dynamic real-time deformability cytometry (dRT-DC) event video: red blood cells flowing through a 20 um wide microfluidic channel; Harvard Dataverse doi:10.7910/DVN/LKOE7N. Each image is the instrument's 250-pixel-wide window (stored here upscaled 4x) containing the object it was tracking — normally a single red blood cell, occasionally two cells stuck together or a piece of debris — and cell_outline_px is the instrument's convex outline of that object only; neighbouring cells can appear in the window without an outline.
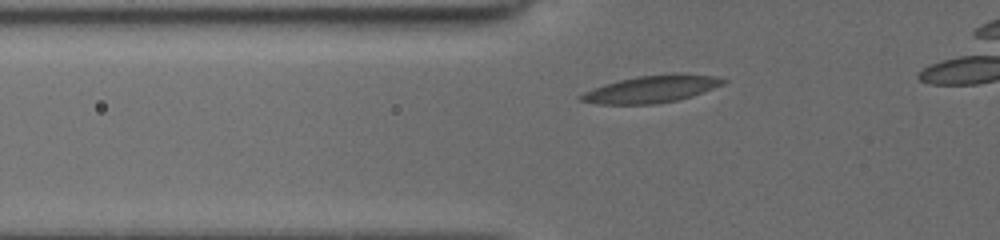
{"species": "common noctule bat (a hibernating species)", "species_latin": "Nyctalus noctula", "temperature_condition": "cold", "stored_images_in_passage": 34, "camera_frame_rate_fps": 3000, "um_per_image_px": 0.085, "animal": {"sex": "female", "body_mass_g": 19.5, "forearm_length_mm": 54.1}, "frame": {"image": 1, "passage_image": 12, "time_ms": 3.333, "image_size_px": [1000, 240], "cell_outline_px": [[728, 80], [724, 84], [692, 96], [676, 100], [656, 104], [596, 104], [580, 100], [576, 96], [592, 88], [604, 84], [636, 76], [672, 72], [680, 72], [716, 76]], "centroid_in_image_um": [55.39, 7.55], "position_along_channel_um": 70.4, "area_um2": 22.95}}
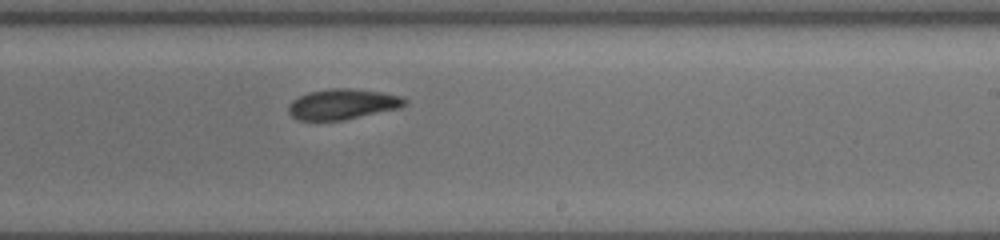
{"frame": {"image": 2, "passage_image": 25, "time_ms": 8.333, "image_size_px": [1000, 240], "cell_outline_px": [[408, 104], [400, 108], [344, 120], [300, 120], [292, 116], [288, 112], [288, 104], [292, 100], [308, 92], [332, 88], [352, 88], [380, 92], [400, 96], [408, 100]], "centroid_in_image_um": [29.13, 8.85], "position_along_channel_um": 259.9, "area_um2": 20.69}}
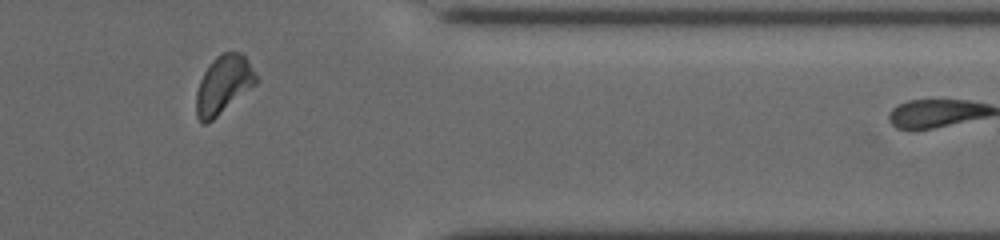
{"frame": {"image": 3, "passage_image": 33, "time_ms": 12.0, "image_size_px": [1000, 240], "cell_outline_px": [[260, 80], [256, 84], [208, 124], [200, 124], [196, 116], [196, 92], [200, 80], [204, 72], [212, 60], [216, 56], [224, 52], [244, 52]], "centroid_in_image_um": [19.0, 7.2], "position_along_channel_um": 392.4, "area_um2": 20.63}}